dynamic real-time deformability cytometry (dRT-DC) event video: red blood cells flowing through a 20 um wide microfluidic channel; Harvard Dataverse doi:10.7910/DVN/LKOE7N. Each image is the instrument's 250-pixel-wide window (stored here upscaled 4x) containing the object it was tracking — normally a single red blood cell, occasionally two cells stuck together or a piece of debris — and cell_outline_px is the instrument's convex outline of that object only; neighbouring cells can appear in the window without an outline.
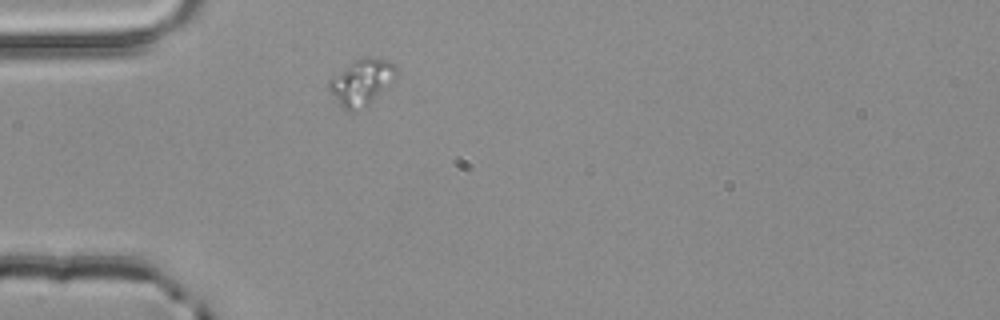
{"species": "common noctule bat (a hibernating species)", "species_latin": "Nyctalus noctula", "temperature_condition": "room temperature", "stored_images_in_passage": 1, "camera_frame_rate_fps": 3000, "um_per_image_px": 0.085, "animal": {"sex": "male", "body_mass_g": 20.4}, "frame": {"image": 1, "passage_image": 1, "time_ms": 0.0, "image_size_px": [1000, 320], "cell_outline_px": [[396, 76], [368, 104], [352, 112], [344, 108], [340, 104], [328, 88], [328, 80], [348, 64], [364, 56], [368, 56], [388, 60], [396, 64]], "centroid_in_image_um": [30.72, 6.94], "position_along_channel_um": 54.3, "area_um2": 17.51}}